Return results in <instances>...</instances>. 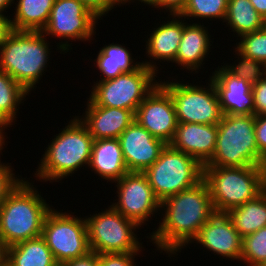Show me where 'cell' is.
Here are the masks:
<instances>
[{
  "label": "cell",
  "instance_id": "31",
  "mask_svg": "<svg viewBox=\"0 0 266 266\" xmlns=\"http://www.w3.org/2000/svg\"><path fill=\"white\" fill-rule=\"evenodd\" d=\"M238 54V65H224V67L234 76L245 79L252 85L257 83L266 75V66L255 59L246 57L241 54L237 49L234 51ZM240 58V59H239ZM262 70V71H261Z\"/></svg>",
  "mask_w": 266,
  "mask_h": 266
},
{
  "label": "cell",
  "instance_id": "25",
  "mask_svg": "<svg viewBox=\"0 0 266 266\" xmlns=\"http://www.w3.org/2000/svg\"><path fill=\"white\" fill-rule=\"evenodd\" d=\"M242 238L266 227V192L227 212Z\"/></svg>",
  "mask_w": 266,
  "mask_h": 266
},
{
  "label": "cell",
  "instance_id": "44",
  "mask_svg": "<svg viewBox=\"0 0 266 266\" xmlns=\"http://www.w3.org/2000/svg\"><path fill=\"white\" fill-rule=\"evenodd\" d=\"M119 1V4H126V3H131L130 1H133V0H118ZM138 1H141V3H145V4H148L149 6H152V7H156L158 4H159V1L160 0H138Z\"/></svg>",
  "mask_w": 266,
  "mask_h": 266
},
{
  "label": "cell",
  "instance_id": "7",
  "mask_svg": "<svg viewBox=\"0 0 266 266\" xmlns=\"http://www.w3.org/2000/svg\"><path fill=\"white\" fill-rule=\"evenodd\" d=\"M157 68L156 62L145 61L135 71L96 81L88 99L96 106L122 108L136 113L138 106L159 83L155 79Z\"/></svg>",
  "mask_w": 266,
  "mask_h": 266
},
{
  "label": "cell",
  "instance_id": "18",
  "mask_svg": "<svg viewBox=\"0 0 266 266\" xmlns=\"http://www.w3.org/2000/svg\"><path fill=\"white\" fill-rule=\"evenodd\" d=\"M218 133V124L178 122L170 145L193 157L205 166L213 157Z\"/></svg>",
  "mask_w": 266,
  "mask_h": 266
},
{
  "label": "cell",
  "instance_id": "9",
  "mask_svg": "<svg viewBox=\"0 0 266 266\" xmlns=\"http://www.w3.org/2000/svg\"><path fill=\"white\" fill-rule=\"evenodd\" d=\"M90 251L104 253H140L143 248L134 231L139 225L112 206L86 218Z\"/></svg>",
  "mask_w": 266,
  "mask_h": 266
},
{
  "label": "cell",
  "instance_id": "10",
  "mask_svg": "<svg viewBox=\"0 0 266 266\" xmlns=\"http://www.w3.org/2000/svg\"><path fill=\"white\" fill-rule=\"evenodd\" d=\"M159 82L172 97L178 122L218 124L222 120L224 114L211 79L206 88L191 83L189 85V83L173 82V80Z\"/></svg>",
  "mask_w": 266,
  "mask_h": 266
},
{
  "label": "cell",
  "instance_id": "33",
  "mask_svg": "<svg viewBox=\"0 0 266 266\" xmlns=\"http://www.w3.org/2000/svg\"><path fill=\"white\" fill-rule=\"evenodd\" d=\"M4 164L0 160V204L22 180L15 177L9 164Z\"/></svg>",
  "mask_w": 266,
  "mask_h": 266
},
{
  "label": "cell",
  "instance_id": "32",
  "mask_svg": "<svg viewBox=\"0 0 266 266\" xmlns=\"http://www.w3.org/2000/svg\"><path fill=\"white\" fill-rule=\"evenodd\" d=\"M240 38L235 49L244 56L262 62L266 66V32L260 29Z\"/></svg>",
  "mask_w": 266,
  "mask_h": 266
},
{
  "label": "cell",
  "instance_id": "14",
  "mask_svg": "<svg viewBox=\"0 0 266 266\" xmlns=\"http://www.w3.org/2000/svg\"><path fill=\"white\" fill-rule=\"evenodd\" d=\"M135 120L165 144L172 142L178 124L176 110L170 93L160 83L138 106Z\"/></svg>",
  "mask_w": 266,
  "mask_h": 266
},
{
  "label": "cell",
  "instance_id": "39",
  "mask_svg": "<svg viewBox=\"0 0 266 266\" xmlns=\"http://www.w3.org/2000/svg\"><path fill=\"white\" fill-rule=\"evenodd\" d=\"M62 266H99L98 254L90 251L86 255L68 260Z\"/></svg>",
  "mask_w": 266,
  "mask_h": 266
},
{
  "label": "cell",
  "instance_id": "46",
  "mask_svg": "<svg viewBox=\"0 0 266 266\" xmlns=\"http://www.w3.org/2000/svg\"><path fill=\"white\" fill-rule=\"evenodd\" d=\"M262 177H263V185L266 187V155L263 157V161L261 163Z\"/></svg>",
  "mask_w": 266,
  "mask_h": 266
},
{
  "label": "cell",
  "instance_id": "12",
  "mask_svg": "<svg viewBox=\"0 0 266 266\" xmlns=\"http://www.w3.org/2000/svg\"><path fill=\"white\" fill-rule=\"evenodd\" d=\"M117 183L118 202L111 206L140 227L160 211L161 202L155 196L148 178L141 172H128ZM149 217V218H148Z\"/></svg>",
  "mask_w": 266,
  "mask_h": 266
},
{
  "label": "cell",
  "instance_id": "47",
  "mask_svg": "<svg viewBox=\"0 0 266 266\" xmlns=\"http://www.w3.org/2000/svg\"><path fill=\"white\" fill-rule=\"evenodd\" d=\"M4 132L0 129V152L3 149V145H5Z\"/></svg>",
  "mask_w": 266,
  "mask_h": 266
},
{
  "label": "cell",
  "instance_id": "21",
  "mask_svg": "<svg viewBox=\"0 0 266 266\" xmlns=\"http://www.w3.org/2000/svg\"><path fill=\"white\" fill-rule=\"evenodd\" d=\"M208 28L200 23L187 24L184 22L182 39L178 47L175 63L183 68L196 71L210 52L212 45Z\"/></svg>",
  "mask_w": 266,
  "mask_h": 266
},
{
  "label": "cell",
  "instance_id": "16",
  "mask_svg": "<svg viewBox=\"0 0 266 266\" xmlns=\"http://www.w3.org/2000/svg\"><path fill=\"white\" fill-rule=\"evenodd\" d=\"M194 241L217 255L241 261L242 237L227 213H215L191 242Z\"/></svg>",
  "mask_w": 266,
  "mask_h": 266
},
{
  "label": "cell",
  "instance_id": "35",
  "mask_svg": "<svg viewBox=\"0 0 266 266\" xmlns=\"http://www.w3.org/2000/svg\"><path fill=\"white\" fill-rule=\"evenodd\" d=\"M254 115H266V75L252 85Z\"/></svg>",
  "mask_w": 266,
  "mask_h": 266
},
{
  "label": "cell",
  "instance_id": "3",
  "mask_svg": "<svg viewBox=\"0 0 266 266\" xmlns=\"http://www.w3.org/2000/svg\"><path fill=\"white\" fill-rule=\"evenodd\" d=\"M78 117L48 144L35 173L39 180L59 182L82 166H89L94 138Z\"/></svg>",
  "mask_w": 266,
  "mask_h": 266
},
{
  "label": "cell",
  "instance_id": "29",
  "mask_svg": "<svg viewBox=\"0 0 266 266\" xmlns=\"http://www.w3.org/2000/svg\"><path fill=\"white\" fill-rule=\"evenodd\" d=\"M228 0H188L183 13L180 15L186 19H222L226 18Z\"/></svg>",
  "mask_w": 266,
  "mask_h": 266
},
{
  "label": "cell",
  "instance_id": "34",
  "mask_svg": "<svg viewBox=\"0 0 266 266\" xmlns=\"http://www.w3.org/2000/svg\"><path fill=\"white\" fill-rule=\"evenodd\" d=\"M138 253H104L98 254L99 266H136L135 255Z\"/></svg>",
  "mask_w": 266,
  "mask_h": 266
},
{
  "label": "cell",
  "instance_id": "2",
  "mask_svg": "<svg viewBox=\"0 0 266 266\" xmlns=\"http://www.w3.org/2000/svg\"><path fill=\"white\" fill-rule=\"evenodd\" d=\"M31 184L22 179L0 204V238L8 247L42 236L52 209Z\"/></svg>",
  "mask_w": 266,
  "mask_h": 266
},
{
  "label": "cell",
  "instance_id": "43",
  "mask_svg": "<svg viewBox=\"0 0 266 266\" xmlns=\"http://www.w3.org/2000/svg\"><path fill=\"white\" fill-rule=\"evenodd\" d=\"M10 125H13L12 122L0 111V129L5 131L4 128L10 127Z\"/></svg>",
  "mask_w": 266,
  "mask_h": 266
},
{
  "label": "cell",
  "instance_id": "48",
  "mask_svg": "<svg viewBox=\"0 0 266 266\" xmlns=\"http://www.w3.org/2000/svg\"><path fill=\"white\" fill-rule=\"evenodd\" d=\"M262 29L266 32V17L263 18Z\"/></svg>",
  "mask_w": 266,
  "mask_h": 266
},
{
  "label": "cell",
  "instance_id": "22",
  "mask_svg": "<svg viewBox=\"0 0 266 266\" xmlns=\"http://www.w3.org/2000/svg\"><path fill=\"white\" fill-rule=\"evenodd\" d=\"M171 21L160 24L159 27L152 31L146 41V54L154 60L171 61L176 59L179 44L182 39L184 29V20H179L181 16H172ZM178 19H177V18Z\"/></svg>",
  "mask_w": 266,
  "mask_h": 266
},
{
  "label": "cell",
  "instance_id": "8",
  "mask_svg": "<svg viewBox=\"0 0 266 266\" xmlns=\"http://www.w3.org/2000/svg\"><path fill=\"white\" fill-rule=\"evenodd\" d=\"M144 174L155 196L162 202L198 184L203 179V166L190 155L167 144Z\"/></svg>",
  "mask_w": 266,
  "mask_h": 266
},
{
  "label": "cell",
  "instance_id": "28",
  "mask_svg": "<svg viewBox=\"0 0 266 266\" xmlns=\"http://www.w3.org/2000/svg\"><path fill=\"white\" fill-rule=\"evenodd\" d=\"M29 93L9 74L0 71V111L13 123L18 112L17 107L23 103ZM24 98V99H23Z\"/></svg>",
  "mask_w": 266,
  "mask_h": 266
},
{
  "label": "cell",
  "instance_id": "27",
  "mask_svg": "<svg viewBox=\"0 0 266 266\" xmlns=\"http://www.w3.org/2000/svg\"><path fill=\"white\" fill-rule=\"evenodd\" d=\"M238 37L262 29L263 17L250 0H228L225 21Z\"/></svg>",
  "mask_w": 266,
  "mask_h": 266
},
{
  "label": "cell",
  "instance_id": "4",
  "mask_svg": "<svg viewBox=\"0 0 266 266\" xmlns=\"http://www.w3.org/2000/svg\"><path fill=\"white\" fill-rule=\"evenodd\" d=\"M41 31L13 30L0 46V71L9 74L28 93L39 83L50 49Z\"/></svg>",
  "mask_w": 266,
  "mask_h": 266
},
{
  "label": "cell",
  "instance_id": "1",
  "mask_svg": "<svg viewBox=\"0 0 266 266\" xmlns=\"http://www.w3.org/2000/svg\"><path fill=\"white\" fill-rule=\"evenodd\" d=\"M160 208L165 213L150 239L158 250L165 251L169 256L187 247L201 227L216 213L203 179L195 186L163 200Z\"/></svg>",
  "mask_w": 266,
  "mask_h": 266
},
{
  "label": "cell",
  "instance_id": "6",
  "mask_svg": "<svg viewBox=\"0 0 266 266\" xmlns=\"http://www.w3.org/2000/svg\"><path fill=\"white\" fill-rule=\"evenodd\" d=\"M263 157L256 143L255 115H223L213 157L205 166H261Z\"/></svg>",
  "mask_w": 266,
  "mask_h": 266
},
{
  "label": "cell",
  "instance_id": "38",
  "mask_svg": "<svg viewBox=\"0 0 266 266\" xmlns=\"http://www.w3.org/2000/svg\"><path fill=\"white\" fill-rule=\"evenodd\" d=\"M187 1L188 0H160L155 8L167 9L171 16H180L186 7Z\"/></svg>",
  "mask_w": 266,
  "mask_h": 266
},
{
  "label": "cell",
  "instance_id": "30",
  "mask_svg": "<svg viewBox=\"0 0 266 266\" xmlns=\"http://www.w3.org/2000/svg\"><path fill=\"white\" fill-rule=\"evenodd\" d=\"M242 260L249 266H262L266 262V227L242 238Z\"/></svg>",
  "mask_w": 266,
  "mask_h": 266
},
{
  "label": "cell",
  "instance_id": "5",
  "mask_svg": "<svg viewBox=\"0 0 266 266\" xmlns=\"http://www.w3.org/2000/svg\"><path fill=\"white\" fill-rule=\"evenodd\" d=\"M203 180L216 213H227L264 192L261 166H203Z\"/></svg>",
  "mask_w": 266,
  "mask_h": 266
},
{
  "label": "cell",
  "instance_id": "45",
  "mask_svg": "<svg viewBox=\"0 0 266 266\" xmlns=\"http://www.w3.org/2000/svg\"><path fill=\"white\" fill-rule=\"evenodd\" d=\"M15 0H0V14H3L4 10L8 9Z\"/></svg>",
  "mask_w": 266,
  "mask_h": 266
},
{
  "label": "cell",
  "instance_id": "20",
  "mask_svg": "<svg viewBox=\"0 0 266 266\" xmlns=\"http://www.w3.org/2000/svg\"><path fill=\"white\" fill-rule=\"evenodd\" d=\"M103 179L115 182L129 171L118 138L94 140L89 166Z\"/></svg>",
  "mask_w": 266,
  "mask_h": 266
},
{
  "label": "cell",
  "instance_id": "23",
  "mask_svg": "<svg viewBox=\"0 0 266 266\" xmlns=\"http://www.w3.org/2000/svg\"><path fill=\"white\" fill-rule=\"evenodd\" d=\"M57 264L42 236L19 242L7 249V266H56Z\"/></svg>",
  "mask_w": 266,
  "mask_h": 266
},
{
  "label": "cell",
  "instance_id": "19",
  "mask_svg": "<svg viewBox=\"0 0 266 266\" xmlns=\"http://www.w3.org/2000/svg\"><path fill=\"white\" fill-rule=\"evenodd\" d=\"M85 112L80 121L94 140L118 138L135 120V113L131 110L96 106L89 100Z\"/></svg>",
  "mask_w": 266,
  "mask_h": 266
},
{
  "label": "cell",
  "instance_id": "41",
  "mask_svg": "<svg viewBox=\"0 0 266 266\" xmlns=\"http://www.w3.org/2000/svg\"><path fill=\"white\" fill-rule=\"evenodd\" d=\"M254 9L264 18L266 17V0H250Z\"/></svg>",
  "mask_w": 266,
  "mask_h": 266
},
{
  "label": "cell",
  "instance_id": "40",
  "mask_svg": "<svg viewBox=\"0 0 266 266\" xmlns=\"http://www.w3.org/2000/svg\"><path fill=\"white\" fill-rule=\"evenodd\" d=\"M12 31L11 18L0 14V46Z\"/></svg>",
  "mask_w": 266,
  "mask_h": 266
},
{
  "label": "cell",
  "instance_id": "15",
  "mask_svg": "<svg viewBox=\"0 0 266 266\" xmlns=\"http://www.w3.org/2000/svg\"><path fill=\"white\" fill-rule=\"evenodd\" d=\"M123 158L129 172L144 173L167 145L155 138L136 120L118 137Z\"/></svg>",
  "mask_w": 266,
  "mask_h": 266
},
{
  "label": "cell",
  "instance_id": "42",
  "mask_svg": "<svg viewBox=\"0 0 266 266\" xmlns=\"http://www.w3.org/2000/svg\"><path fill=\"white\" fill-rule=\"evenodd\" d=\"M7 249H8V246L0 238V266H6L7 265Z\"/></svg>",
  "mask_w": 266,
  "mask_h": 266
},
{
  "label": "cell",
  "instance_id": "36",
  "mask_svg": "<svg viewBox=\"0 0 266 266\" xmlns=\"http://www.w3.org/2000/svg\"><path fill=\"white\" fill-rule=\"evenodd\" d=\"M83 5L90 10L97 18H101L109 11L119 5L118 0H79Z\"/></svg>",
  "mask_w": 266,
  "mask_h": 266
},
{
  "label": "cell",
  "instance_id": "26",
  "mask_svg": "<svg viewBox=\"0 0 266 266\" xmlns=\"http://www.w3.org/2000/svg\"><path fill=\"white\" fill-rule=\"evenodd\" d=\"M97 55L96 67L101 72V76L104 75L99 81L113 79L125 72L135 71L142 65L141 62L135 63L129 50L121 44H108L102 47Z\"/></svg>",
  "mask_w": 266,
  "mask_h": 266
},
{
  "label": "cell",
  "instance_id": "24",
  "mask_svg": "<svg viewBox=\"0 0 266 266\" xmlns=\"http://www.w3.org/2000/svg\"><path fill=\"white\" fill-rule=\"evenodd\" d=\"M11 20L15 31H42L49 19L55 0H17Z\"/></svg>",
  "mask_w": 266,
  "mask_h": 266
},
{
  "label": "cell",
  "instance_id": "17",
  "mask_svg": "<svg viewBox=\"0 0 266 266\" xmlns=\"http://www.w3.org/2000/svg\"><path fill=\"white\" fill-rule=\"evenodd\" d=\"M210 77L224 115H254L252 84L231 74L224 65Z\"/></svg>",
  "mask_w": 266,
  "mask_h": 266
},
{
  "label": "cell",
  "instance_id": "11",
  "mask_svg": "<svg viewBox=\"0 0 266 266\" xmlns=\"http://www.w3.org/2000/svg\"><path fill=\"white\" fill-rule=\"evenodd\" d=\"M42 237L58 264L90 252L86 219L66 212H57L52 208L47 213Z\"/></svg>",
  "mask_w": 266,
  "mask_h": 266
},
{
  "label": "cell",
  "instance_id": "13",
  "mask_svg": "<svg viewBox=\"0 0 266 266\" xmlns=\"http://www.w3.org/2000/svg\"><path fill=\"white\" fill-rule=\"evenodd\" d=\"M98 19L79 0H55L41 32L64 40L90 41Z\"/></svg>",
  "mask_w": 266,
  "mask_h": 266
},
{
  "label": "cell",
  "instance_id": "37",
  "mask_svg": "<svg viewBox=\"0 0 266 266\" xmlns=\"http://www.w3.org/2000/svg\"><path fill=\"white\" fill-rule=\"evenodd\" d=\"M255 137L259 152L266 155V115L255 116Z\"/></svg>",
  "mask_w": 266,
  "mask_h": 266
}]
</instances>
